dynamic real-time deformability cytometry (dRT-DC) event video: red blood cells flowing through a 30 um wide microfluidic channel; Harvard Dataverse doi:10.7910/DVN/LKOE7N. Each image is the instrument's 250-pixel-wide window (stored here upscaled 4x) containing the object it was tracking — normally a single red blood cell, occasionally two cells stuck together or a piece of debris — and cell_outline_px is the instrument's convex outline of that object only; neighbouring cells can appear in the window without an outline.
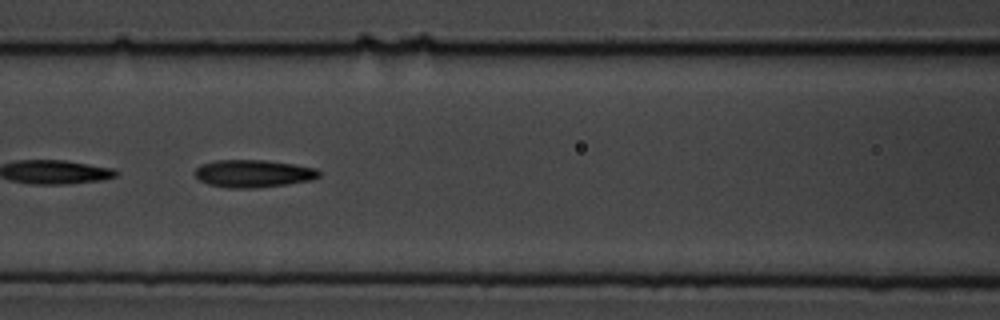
{"species": "common noctule bat (a hibernating species)", "species_latin": "Nyctalus noctula", "temperature_condition": "cold", "stored_images_in_passage": 8, "camera_frame_rate_fps": 3000, "um_per_image_px": 0.085, "animal": {"sex": "male", "body_mass_g": 19.5, "forearm_length_mm": 54.6}, "frame": {"image": 1, "passage_image": 7, "time_ms": 7.667, "image_size_px": [1000, 320], "cell_outline_px": [[320, 176], [312, 180], [288, 184], [256, 188], [224, 188], [208, 184], [200, 180], [192, 172], [200, 164], [216, 160], [264, 160], [292, 164], [316, 168], [320, 172]], "centroid_in_image_um": [21.5, 14.76], "position_along_channel_um": 145.1, "area_um2": 20.11}}